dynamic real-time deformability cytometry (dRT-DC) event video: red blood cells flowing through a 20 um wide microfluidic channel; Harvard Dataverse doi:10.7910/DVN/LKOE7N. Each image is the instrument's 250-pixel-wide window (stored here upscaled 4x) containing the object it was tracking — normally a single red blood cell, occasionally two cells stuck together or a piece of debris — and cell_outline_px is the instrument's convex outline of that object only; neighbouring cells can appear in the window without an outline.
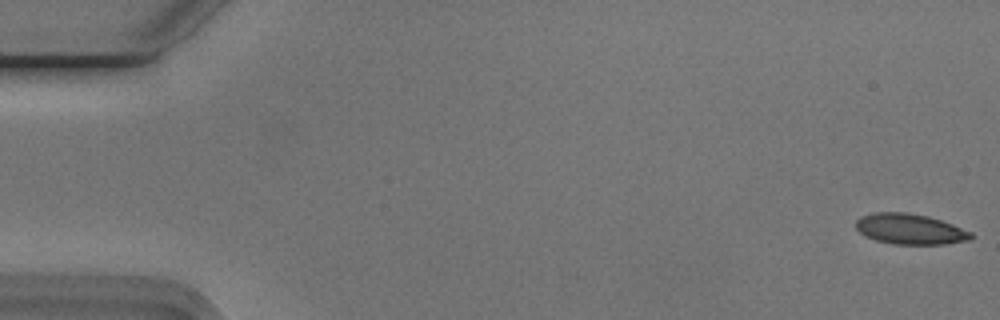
{"species": "Egyptian fruit bat (a non-hibernating species)", "species_latin": "Rousettus aegyptiacus", "temperature_condition": "cold", "stored_images_in_passage": 55, "camera_frame_rate_fps": 3000, "um_per_image_px": 0.085, "animal": {"sex": "male"}, "frame": {"image": 1, "passage_image": 1, "time_ms": 0.0, "image_size_px": [1000, 320], "cell_outline_px": [[972, 240], [944, 244], [892, 244], [876, 240], [864, 236], [856, 228], [856, 220], [860, 216], [876, 212], [904, 212], [928, 216], [952, 224], [972, 232]], "centroid_in_image_um": [77.34, 19.47], "position_along_channel_um": 7.7, "area_um2": 20.52}}
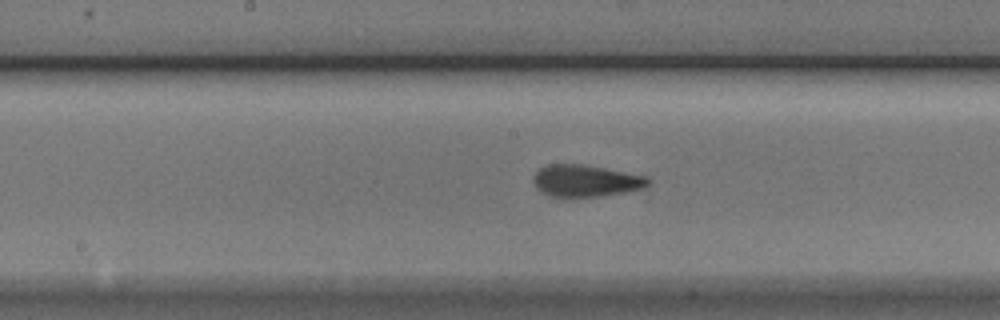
{"frame": {"image": 2, "passage_image": 28, "time_ms": 9.0, "image_size_px": [1000, 320], "cell_outline_px": [[652, 180], [648, 184], [640, 188], [628, 192], [600, 196], [548, 196], [536, 188], [532, 180], [532, 176], [540, 168], [548, 164], [584, 164], [648, 176]], "centroid_in_image_um": [49.78, 15.35], "position_along_channel_um": 198.4, "area_um2": 21.39}}
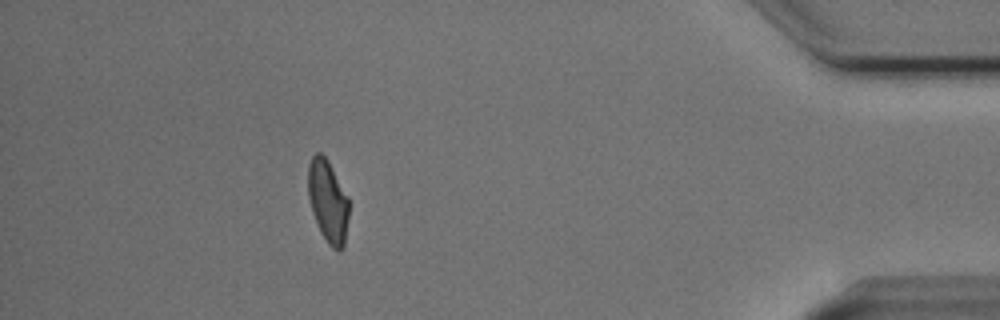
{"frame": {"image": 3, "passage_image": 49, "time_ms": 16.0, "image_size_px": [1000, 320], "cell_outline_px": [[348, 216], [344, 248], [340, 252], [336, 252], [328, 244], [320, 232], [312, 212], [308, 196], [308, 164], [312, 156], [316, 152], [320, 152], [328, 160], [348, 196]], "centroid_in_image_um": [27.87, 17.13], "position_along_channel_um": 407.3, "area_um2": 19.83}, "authors_computed_cell_mechanics": {"area_um2": 20.5768, "velocity_mm_per_s": 3.7438, "shape_relaxation_time_tau1_ms": 4.2527, "shape_relaxation_time_tau2_ms": 1.4095, "deformation_change_tau1": 0.1283, "deformation_change_tau2": 0.0609}}